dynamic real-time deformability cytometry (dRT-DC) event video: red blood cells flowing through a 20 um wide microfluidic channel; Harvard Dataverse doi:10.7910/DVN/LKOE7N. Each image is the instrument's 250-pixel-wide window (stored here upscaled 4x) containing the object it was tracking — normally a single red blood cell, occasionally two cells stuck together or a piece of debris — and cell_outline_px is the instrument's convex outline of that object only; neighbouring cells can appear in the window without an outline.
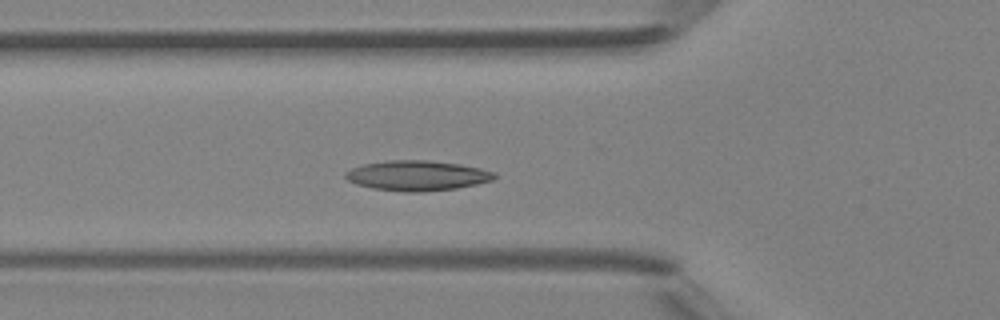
{"species": "Egyptian fruit bat (a non-hibernating species)", "species_latin": "Rousettus aegyptiacus", "temperature_condition": "room temperature", "stored_images_in_passage": 45, "segment_of_instrument_passage": [1, 2], "camera_frame_rate_fps": 3000, "um_per_image_px": 0.085, "animal": {"sex": "female"}, "frame": {"image": 1, "passage_image": 13, "time_ms": 4.0, "image_size_px": [1000, 320], "cell_outline_px": [[496, 176], [492, 180], [476, 184], [456, 188], [420, 192], [404, 192], [372, 188], [356, 184], [348, 180], [344, 176], [344, 172], [352, 168], [364, 164], [388, 160], [428, 160], [460, 164], [480, 168], [496, 172]], "centroid_in_image_um": [35.45, 14.92], "position_along_channel_um": 90.4, "area_um2": 26.13}}
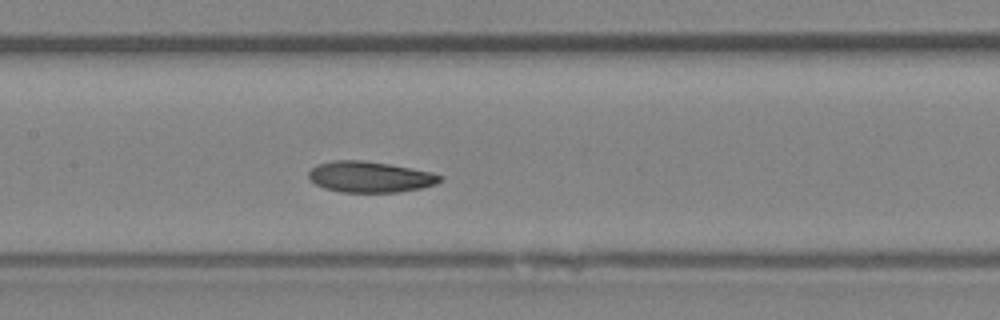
{"frame": {"image": 2, "passage_image": 19, "time_ms": 6.0, "image_size_px": [1000, 320], "cell_outline_px": [[444, 180], [436, 184], [420, 188], [396, 192], [340, 192], [324, 188], [316, 184], [308, 176], [308, 172], [316, 164], [332, 160], [360, 160], [388, 164], [432, 172], [444, 176]], "centroid_in_image_um": [31.45, 15.03], "position_along_channel_um": 175.9, "area_um2": 23.7}}
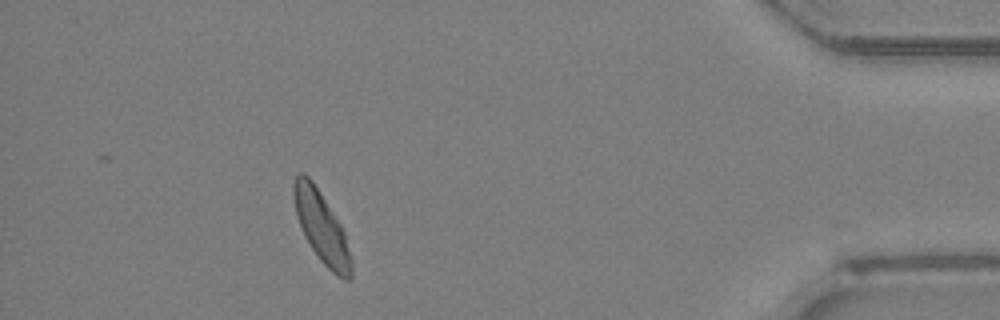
{"frame": {"image": 3, "passage_image": 39, "time_ms": 12.667, "image_size_px": [1000, 320], "cell_outline_px": [[352, 276], [348, 280], [344, 280], [336, 276], [320, 260], [304, 236], [296, 216], [292, 196], [292, 184], [296, 176], [300, 172], [304, 172], [312, 180], [340, 224], [344, 232], [352, 260]], "centroid_in_image_um": [27.31, 19.31], "position_along_channel_um": 407.9, "area_um2": 23.81}}